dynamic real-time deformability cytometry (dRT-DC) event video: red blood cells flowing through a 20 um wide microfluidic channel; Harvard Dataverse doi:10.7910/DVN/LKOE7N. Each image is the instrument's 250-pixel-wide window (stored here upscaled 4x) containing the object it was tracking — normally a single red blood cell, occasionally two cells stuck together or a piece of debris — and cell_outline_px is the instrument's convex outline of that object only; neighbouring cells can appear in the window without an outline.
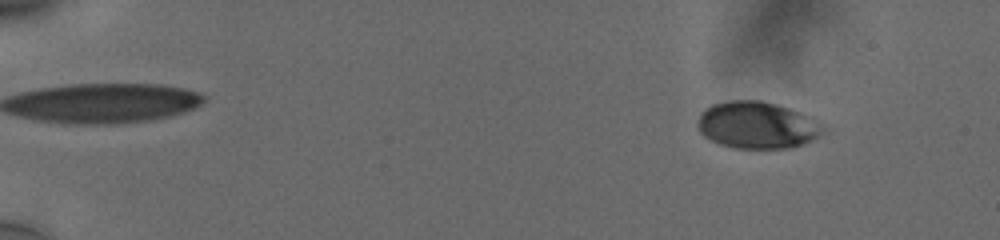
{"species": "human", "species_latin": "Homo sapiens", "temperature_condition": "cold", "stored_images_in_passage": 52, "camera_frame_rate_fps": 3000, "um_per_image_px": 0.085, "donor": {"sex": "male"}, "frame": {"image": 1, "passage_image": 2, "time_ms": 0.333, "image_size_px": [1000, 240], "cell_outline_px": [[824, 132], [812, 140], [792, 148], [732, 148], [708, 140], [700, 132], [696, 124], [696, 120], [700, 112], [704, 108], [712, 104], [728, 100], [760, 100], [776, 104], [800, 112], [820, 124], [824, 128]], "centroid_in_image_um": [64.28, 10.63], "position_along_channel_um": 20.7, "area_um2": 34.51}}
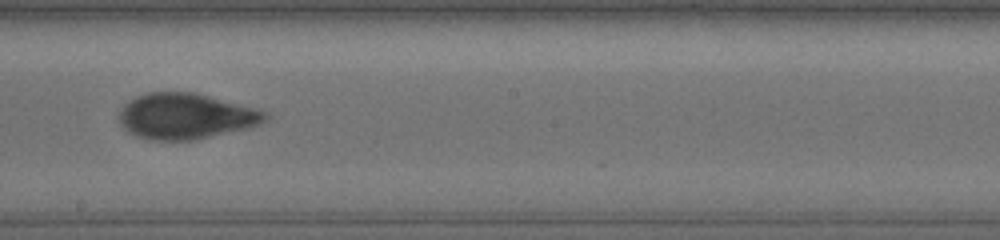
{"frame": {"image": 2, "passage_image": 30, "time_ms": 9.667, "image_size_px": [1000, 240], "cell_outline_px": [[268, 120], [260, 124], [248, 128], [192, 140], [152, 140], [136, 136], [128, 132], [120, 124], [120, 112], [124, 104], [128, 100], [136, 96], [148, 92], [196, 92], [268, 112]], "centroid_in_image_um": [15.78, 9.87], "position_along_channel_um": 232.4, "area_um2": 38.9}}
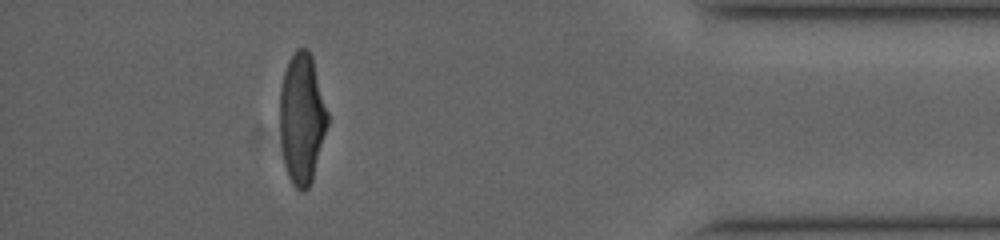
{"frame": {"image": 3, "passage_image": 47, "time_ms": 15.333, "image_size_px": [1000, 240], "cell_outline_px": [[328, 124], [312, 180], [308, 188], [304, 192], [300, 192], [292, 184], [288, 176], [284, 164], [280, 132], [280, 92], [284, 72], [288, 60], [296, 48], [308, 48], [312, 56], [328, 112]], "centroid_in_image_um": [25.66, 10.07], "position_along_channel_um": 409.5, "area_um2": 36.41}, "authors_computed_cell_mechanics": {"area_um2": 37.3677, "velocity_mm_per_s": 3.7665, "shape_relaxation_time_tau1_ms": 3.4147, "shape_relaxation_time_tau2_ms": 1.0948, "deformation_change_tau1": 0.1664, "deformation_change_tau2": 0.0649}}